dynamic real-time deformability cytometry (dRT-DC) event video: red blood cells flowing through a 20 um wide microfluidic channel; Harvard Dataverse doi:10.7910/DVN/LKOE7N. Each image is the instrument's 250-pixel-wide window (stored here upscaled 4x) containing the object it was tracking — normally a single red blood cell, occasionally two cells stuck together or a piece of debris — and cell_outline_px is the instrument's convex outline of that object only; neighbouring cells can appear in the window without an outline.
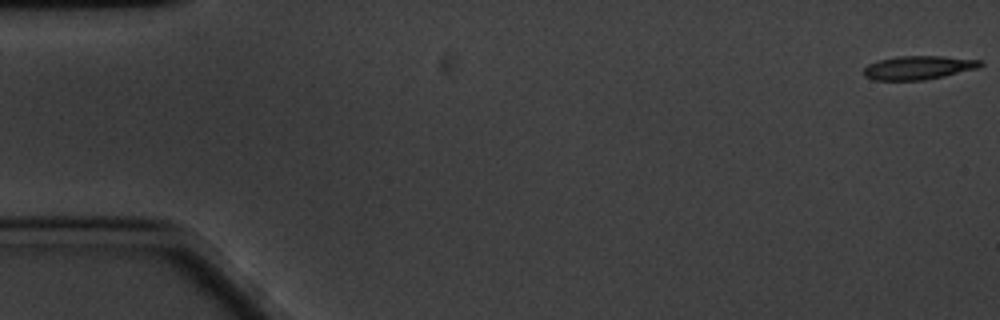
{"species": "common noctule bat (a hibernating species)", "species_latin": "Nyctalus noctula", "temperature_condition": "cold", "stored_images_in_passage": 60, "camera_frame_rate_fps": 3000, "um_per_image_px": 0.085, "animal": {"sex": "male", "body_mass_g": 20.1, "forearm_length_mm": 53.5}, "frame": {"image": 1, "passage_image": 1, "time_ms": 0.0, "image_size_px": [1000, 320], "cell_outline_px": [[984, 64], [980, 68], [944, 76], [924, 80], [872, 80], [864, 76], [864, 68], [868, 64], [880, 60], [896, 56], [944, 56], [980, 60]], "centroid_in_image_um": [78.08, 5.75], "position_along_channel_um": 6.9, "area_um2": 16.18}}
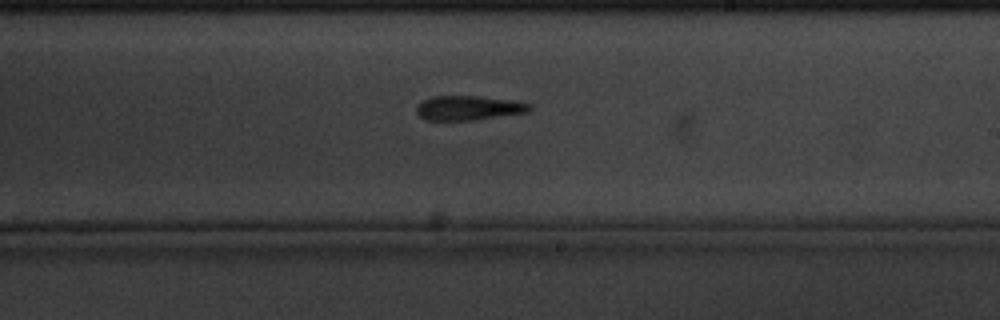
{"frame": {"image": 2, "passage_image": 35, "time_ms": 11.333, "image_size_px": [1000, 320], "cell_outline_px": [[532, 108], [528, 112], [472, 120], [424, 120], [416, 112], [416, 108], [424, 100], [432, 96], [480, 96], [516, 100], [532, 104]], "centroid_in_image_um": [39.87, 9.17], "position_along_channel_um": 249.1, "area_um2": 16.18}}
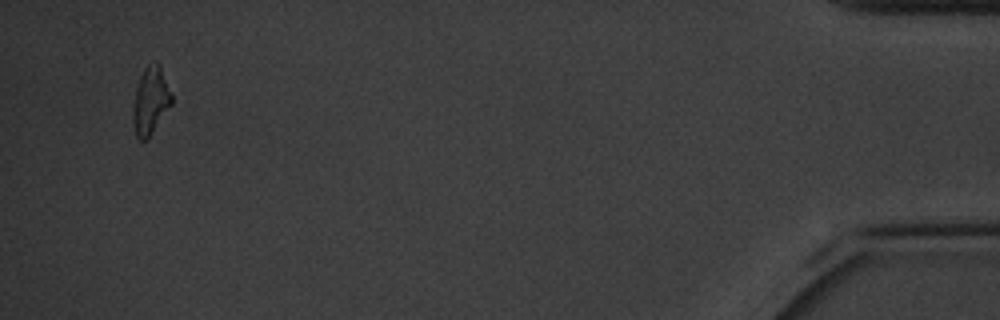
{"frame": {"image": 3, "passage_image": 58, "time_ms": 19.0, "image_size_px": [1000, 320], "cell_outline_px": [[172, 104], [148, 140], [140, 140], [136, 136], [132, 120], [132, 112], [136, 88], [140, 76], [144, 68], [148, 64], [156, 60], [160, 64], [172, 92]], "centroid_in_image_um": [12.81, 8.55], "position_along_channel_um": 422.4, "area_um2": 15.55}, "authors_computed_cell_mechanics": {"area_um2": 16.1551, "velocity_mm_per_s": 3.3241, "shape_relaxation_time_tau1_ms": 7.9931, "shape_relaxation_time_tau2_ms": 8.6091, "deformation_change_tau1": 0.2492, "deformation_change_tau2": 0.266}}